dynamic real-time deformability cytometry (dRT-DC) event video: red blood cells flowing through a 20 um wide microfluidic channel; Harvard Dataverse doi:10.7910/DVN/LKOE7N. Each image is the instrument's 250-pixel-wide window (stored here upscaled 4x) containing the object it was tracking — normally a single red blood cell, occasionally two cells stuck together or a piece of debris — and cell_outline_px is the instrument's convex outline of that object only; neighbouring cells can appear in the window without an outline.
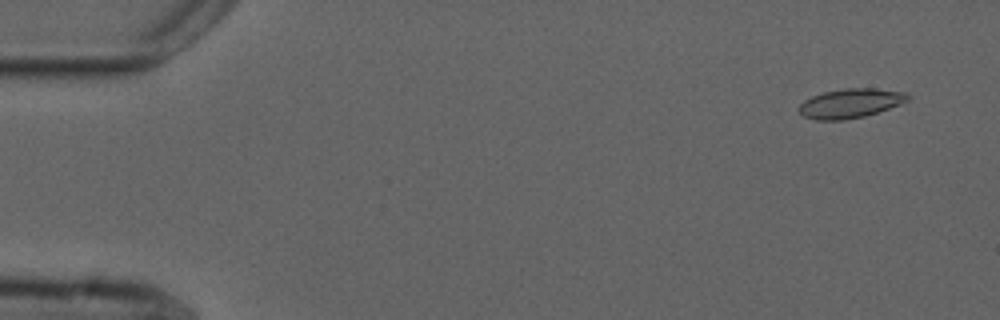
{"species": "common noctule bat (a hibernating species)", "species_latin": "Nyctalus noctula", "temperature_condition": "cold", "stored_images_in_passage": 27, "camera_frame_rate_fps": 3000, "um_per_image_px": 0.085, "animal": {"sex": "male", "forearm_length_mm": 52.5}, "frame": {"image": 1, "passage_image": 3, "time_ms": 0.667, "image_size_px": [1000, 320], "cell_outline_px": [[912, 96], [908, 100], [900, 104], [864, 116], [844, 120], [816, 120], [804, 116], [796, 108], [804, 100], [812, 96], [824, 92], [844, 88], [876, 88], [904, 92]], "centroid_in_image_um": [72.27, 8.77], "position_along_channel_um": 12.7, "area_um2": 18.55}}
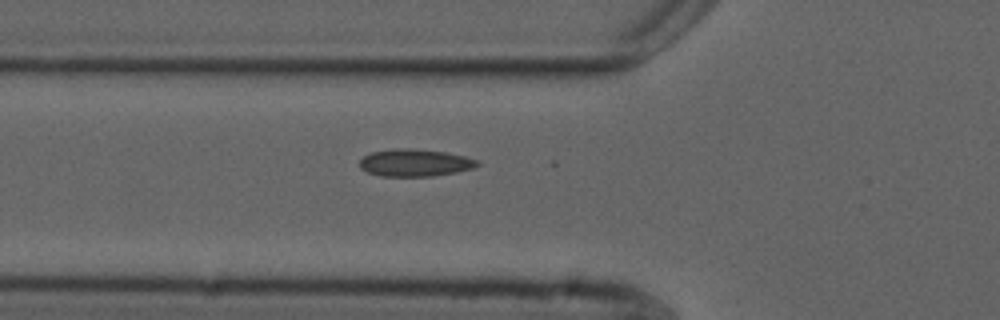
{"frame": {"image": 2, "passage_image": 19, "time_ms": 6.0, "image_size_px": [1000, 320], "cell_outline_px": [[480, 164], [472, 168], [456, 172], [432, 176], [380, 176], [368, 172], [360, 168], [360, 160], [364, 156], [372, 152], [396, 148], [404, 148], [444, 152], [464, 156], [480, 160]], "centroid_in_image_um": [35.27, 13.84], "position_along_channel_um": 90.5, "area_um2": 18.55}}
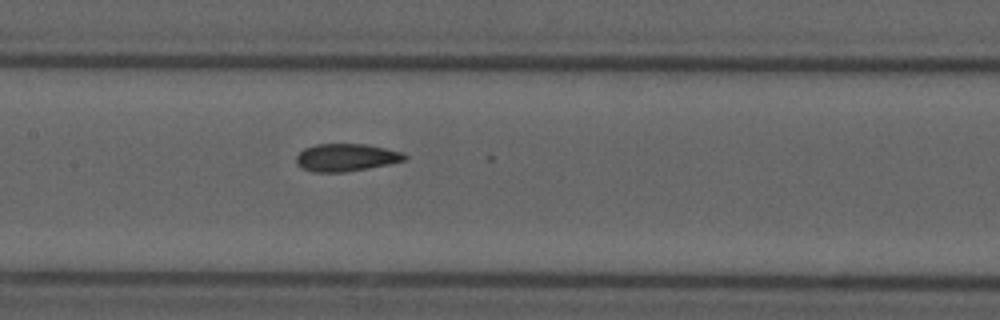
{"frame": {"image": 3, "passage_image": 26, "time_ms": 8.333, "image_size_px": [1000, 320], "cell_outline_px": [[408, 156], [404, 160], [388, 164], [368, 168], [344, 172], [312, 172], [300, 168], [296, 164], [296, 156], [304, 148], [316, 144], [364, 144], [404, 152]], "centroid_in_image_um": [29.38, 13.39], "position_along_channel_um": 178.0, "area_um2": 17.46}}